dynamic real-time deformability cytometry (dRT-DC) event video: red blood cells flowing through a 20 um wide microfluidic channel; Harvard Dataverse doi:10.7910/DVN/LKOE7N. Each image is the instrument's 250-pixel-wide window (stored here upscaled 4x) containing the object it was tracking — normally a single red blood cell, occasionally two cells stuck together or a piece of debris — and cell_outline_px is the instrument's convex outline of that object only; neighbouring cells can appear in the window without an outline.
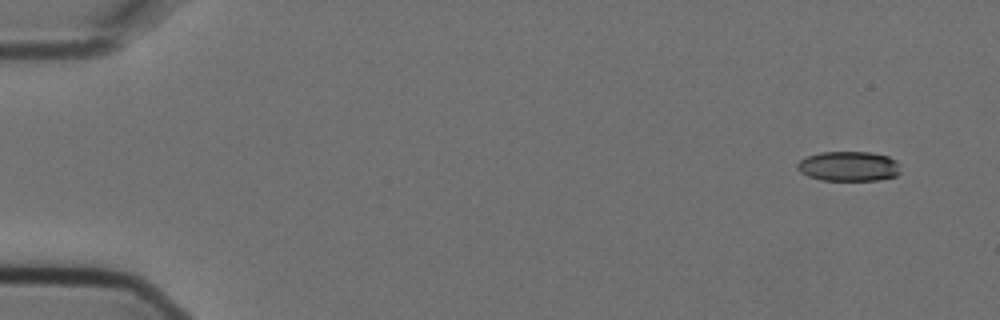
{"species": "Egyptian fruit bat (a non-hibernating species)", "species_latin": "Rousettus aegyptiacus", "temperature_condition": "cold", "stored_images_in_passage": 5, "segment_of_instrument_passage": [2, 2], "camera_frame_rate_fps": 3000, "um_per_image_px": 0.085, "animal": {"sex": "female"}, "frame": {"image": 1, "passage_image": 5, "time_ms": 1.333, "image_size_px": [1000, 320], "cell_outline_px": [[900, 172], [896, 176], [880, 180], [820, 180], [808, 176], [800, 172], [796, 168], [796, 164], [800, 160], [808, 156], [820, 152], [872, 152], [888, 156], [896, 160]], "centroid_in_image_um": [72.13, 14.13], "position_along_channel_um": 12.9, "area_um2": 18.03}}